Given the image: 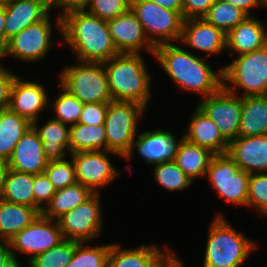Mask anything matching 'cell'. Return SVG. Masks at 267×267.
<instances>
[{
    "label": "cell",
    "instance_id": "obj_1",
    "mask_svg": "<svg viewBox=\"0 0 267 267\" xmlns=\"http://www.w3.org/2000/svg\"><path fill=\"white\" fill-rule=\"evenodd\" d=\"M154 57L163 70L182 91L201 94L202 98L223 87L222 68L213 71L203 58L188 52L175 43L155 47Z\"/></svg>",
    "mask_w": 267,
    "mask_h": 267
},
{
    "label": "cell",
    "instance_id": "obj_2",
    "mask_svg": "<svg viewBox=\"0 0 267 267\" xmlns=\"http://www.w3.org/2000/svg\"><path fill=\"white\" fill-rule=\"evenodd\" d=\"M62 37L78 61H108L119 54L107 21L86 10H74L62 16Z\"/></svg>",
    "mask_w": 267,
    "mask_h": 267
},
{
    "label": "cell",
    "instance_id": "obj_3",
    "mask_svg": "<svg viewBox=\"0 0 267 267\" xmlns=\"http://www.w3.org/2000/svg\"><path fill=\"white\" fill-rule=\"evenodd\" d=\"M141 54L119 53L103 62L113 101H133L146 108L151 76Z\"/></svg>",
    "mask_w": 267,
    "mask_h": 267
},
{
    "label": "cell",
    "instance_id": "obj_4",
    "mask_svg": "<svg viewBox=\"0 0 267 267\" xmlns=\"http://www.w3.org/2000/svg\"><path fill=\"white\" fill-rule=\"evenodd\" d=\"M256 247L217 213L210 224L203 267H240Z\"/></svg>",
    "mask_w": 267,
    "mask_h": 267
},
{
    "label": "cell",
    "instance_id": "obj_5",
    "mask_svg": "<svg viewBox=\"0 0 267 267\" xmlns=\"http://www.w3.org/2000/svg\"><path fill=\"white\" fill-rule=\"evenodd\" d=\"M222 75L223 88L235 95L237 87L244 90L242 97L267 95V45L262 49L238 55L222 68Z\"/></svg>",
    "mask_w": 267,
    "mask_h": 267
},
{
    "label": "cell",
    "instance_id": "obj_6",
    "mask_svg": "<svg viewBox=\"0 0 267 267\" xmlns=\"http://www.w3.org/2000/svg\"><path fill=\"white\" fill-rule=\"evenodd\" d=\"M78 63L67 66L60 72V84L82 103L113 101L103 63Z\"/></svg>",
    "mask_w": 267,
    "mask_h": 267
},
{
    "label": "cell",
    "instance_id": "obj_7",
    "mask_svg": "<svg viewBox=\"0 0 267 267\" xmlns=\"http://www.w3.org/2000/svg\"><path fill=\"white\" fill-rule=\"evenodd\" d=\"M130 9L154 47L181 39L184 22L182 11L162 8L148 0H130Z\"/></svg>",
    "mask_w": 267,
    "mask_h": 267
},
{
    "label": "cell",
    "instance_id": "obj_8",
    "mask_svg": "<svg viewBox=\"0 0 267 267\" xmlns=\"http://www.w3.org/2000/svg\"><path fill=\"white\" fill-rule=\"evenodd\" d=\"M146 108L133 101H111L105 119L107 151L122 156L129 152L137 133V124Z\"/></svg>",
    "mask_w": 267,
    "mask_h": 267
},
{
    "label": "cell",
    "instance_id": "obj_9",
    "mask_svg": "<svg viewBox=\"0 0 267 267\" xmlns=\"http://www.w3.org/2000/svg\"><path fill=\"white\" fill-rule=\"evenodd\" d=\"M221 199L247 206L250 174L243 171L227 154L214 155L206 172Z\"/></svg>",
    "mask_w": 267,
    "mask_h": 267
},
{
    "label": "cell",
    "instance_id": "obj_10",
    "mask_svg": "<svg viewBox=\"0 0 267 267\" xmlns=\"http://www.w3.org/2000/svg\"><path fill=\"white\" fill-rule=\"evenodd\" d=\"M100 192L93 193L75 209L57 219L64 239L91 243L102 229Z\"/></svg>",
    "mask_w": 267,
    "mask_h": 267
},
{
    "label": "cell",
    "instance_id": "obj_11",
    "mask_svg": "<svg viewBox=\"0 0 267 267\" xmlns=\"http://www.w3.org/2000/svg\"><path fill=\"white\" fill-rule=\"evenodd\" d=\"M218 127L222 137L229 143L239 137L242 117V96L225 90L204 97L197 105Z\"/></svg>",
    "mask_w": 267,
    "mask_h": 267
},
{
    "label": "cell",
    "instance_id": "obj_12",
    "mask_svg": "<svg viewBox=\"0 0 267 267\" xmlns=\"http://www.w3.org/2000/svg\"><path fill=\"white\" fill-rule=\"evenodd\" d=\"M52 30L49 13L43 20L27 26L11 37L5 46V56H12L29 63L44 59L55 44L51 40Z\"/></svg>",
    "mask_w": 267,
    "mask_h": 267
},
{
    "label": "cell",
    "instance_id": "obj_13",
    "mask_svg": "<svg viewBox=\"0 0 267 267\" xmlns=\"http://www.w3.org/2000/svg\"><path fill=\"white\" fill-rule=\"evenodd\" d=\"M63 240L58 221L40 214L29 226L18 232L8 242L13 255H15V251L27 254L29 261L34 256L57 246Z\"/></svg>",
    "mask_w": 267,
    "mask_h": 267
},
{
    "label": "cell",
    "instance_id": "obj_14",
    "mask_svg": "<svg viewBox=\"0 0 267 267\" xmlns=\"http://www.w3.org/2000/svg\"><path fill=\"white\" fill-rule=\"evenodd\" d=\"M108 152L111 155L122 157L116 152L107 150L81 151L70 154L75 166L77 182L88 187L93 193H98V190L113 182L117 178L116 176L120 175L109 159Z\"/></svg>",
    "mask_w": 267,
    "mask_h": 267
},
{
    "label": "cell",
    "instance_id": "obj_15",
    "mask_svg": "<svg viewBox=\"0 0 267 267\" xmlns=\"http://www.w3.org/2000/svg\"><path fill=\"white\" fill-rule=\"evenodd\" d=\"M184 136L177 140L171 131L153 130L145 131L139 134L138 139H134L129 152L124 159H130L133 149L138 152L141 158L148 164H162L165 162L175 161L176 153L180 141ZM178 141V142H177ZM136 147V148H134Z\"/></svg>",
    "mask_w": 267,
    "mask_h": 267
},
{
    "label": "cell",
    "instance_id": "obj_16",
    "mask_svg": "<svg viewBox=\"0 0 267 267\" xmlns=\"http://www.w3.org/2000/svg\"><path fill=\"white\" fill-rule=\"evenodd\" d=\"M107 25L119 53L140 54V50L145 49L154 56L155 47L147 39L141 23L131 9L108 20Z\"/></svg>",
    "mask_w": 267,
    "mask_h": 267
},
{
    "label": "cell",
    "instance_id": "obj_17",
    "mask_svg": "<svg viewBox=\"0 0 267 267\" xmlns=\"http://www.w3.org/2000/svg\"><path fill=\"white\" fill-rule=\"evenodd\" d=\"M45 91L42 84L26 81L17 76L11 90L9 109L30 123L39 121L38 114L41 110L44 107L45 109L51 107Z\"/></svg>",
    "mask_w": 267,
    "mask_h": 267
},
{
    "label": "cell",
    "instance_id": "obj_18",
    "mask_svg": "<svg viewBox=\"0 0 267 267\" xmlns=\"http://www.w3.org/2000/svg\"><path fill=\"white\" fill-rule=\"evenodd\" d=\"M226 154L249 174L267 173V135L237 137L228 143Z\"/></svg>",
    "mask_w": 267,
    "mask_h": 267
},
{
    "label": "cell",
    "instance_id": "obj_19",
    "mask_svg": "<svg viewBox=\"0 0 267 267\" xmlns=\"http://www.w3.org/2000/svg\"><path fill=\"white\" fill-rule=\"evenodd\" d=\"M48 159L44 155L42 141L31 127L18 141L8 159V169L29 174L44 173Z\"/></svg>",
    "mask_w": 267,
    "mask_h": 267
},
{
    "label": "cell",
    "instance_id": "obj_20",
    "mask_svg": "<svg viewBox=\"0 0 267 267\" xmlns=\"http://www.w3.org/2000/svg\"><path fill=\"white\" fill-rule=\"evenodd\" d=\"M5 7V46L27 26L43 20L51 10L50 0H15Z\"/></svg>",
    "mask_w": 267,
    "mask_h": 267
},
{
    "label": "cell",
    "instance_id": "obj_21",
    "mask_svg": "<svg viewBox=\"0 0 267 267\" xmlns=\"http://www.w3.org/2000/svg\"><path fill=\"white\" fill-rule=\"evenodd\" d=\"M180 41L192 49L211 55L226 49V34L203 18L184 20Z\"/></svg>",
    "mask_w": 267,
    "mask_h": 267
},
{
    "label": "cell",
    "instance_id": "obj_22",
    "mask_svg": "<svg viewBox=\"0 0 267 267\" xmlns=\"http://www.w3.org/2000/svg\"><path fill=\"white\" fill-rule=\"evenodd\" d=\"M121 246L111 244L108 267H162L174 254L166 245L162 251L155 245H142L134 249Z\"/></svg>",
    "mask_w": 267,
    "mask_h": 267
},
{
    "label": "cell",
    "instance_id": "obj_23",
    "mask_svg": "<svg viewBox=\"0 0 267 267\" xmlns=\"http://www.w3.org/2000/svg\"><path fill=\"white\" fill-rule=\"evenodd\" d=\"M267 45V30L261 19L247 16L226 34V48L231 55H241L264 48Z\"/></svg>",
    "mask_w": 267,
    "mask_h": 267
},
{
    "label": "cell",
    "instance_id": "obj_24",
    "mask_svg": "<svg viewBox=\"0 0 267 267\" xmlns=\"http://www.w3.org/2000/svg\"><path fill=\"white\" fill-rule=\"evenodd\" d=\"M191 116L184 138L214 155L226 154L228 142L222 137L217 125L198 106Z\"/></svg>",
    "mask_w": 267,
    "mask_h": 267
},
{
    "label": "cell",
    "instance_id": "obj_25",
    "mask_svg": "<svg viewBox=\"0 0 267 267\" xmlns=\"http://www.w3.org/2000/svg\"><path fill=\"white\" fill-rule=\"evenodd\" d=\"M38 120L32 123V127L38 133L42 141L45 157L50 160L63 159L69 154L70 128L66 124L52 118L46 124L38 127Z\"/></svg>",
    "mask_w": 267,
    "mask_h": 267
},
{
    "label": "cell",
    "instance_id": "obj_26",
    "mask_svg": "<svg viewBox=\"0 0 267 267\" xmlns=\"http://www.w3.org/2000/svg\"><path fill=\"white\" fill-rule=\"evenodd\" d=\"M40 214L37 208L10 203L0 198V238L3 242H8Z\"/></svg>",
    "mask_w": 267,
    "mask_h": 267
},
{
    "label": "cell",
    "instance_id": "obj_27",
    "mask_svg": "<svg viewBox=\"0 0 267 267\" xmlns=\"http://www.w3.org/2000/svg\"><path fill=\"white\" fill-rule=\"evenodd\" d=\"M267 135V95L242 97L239 137Z\"/></svg>",
    "mask_w": 267,
    "mask_h": 267
},
{
    "label": "cell",
    "instance_id": "obj_28",
    "mask_svg": "<svg viewBox=\"0 0 267 267\" xmlns=\"http://www.w3.org/2000/svg\"><path fill=\"white\" fill-rule=\"evenodd\" d=\"M214 156L209 150L188 142L185 138L180 141L176 153L175 163L192 180L206 177L211 158Z\"/></svg>",
    "mask_w": 267,
    "mask_h": 267
},
{
    "label": "cell",
    "instance_id": "obj_29",
    "mask_svg": "<svg viewBox=\"0 0 267 267\" xmlns=\"http://www.w3.org/2000/svg\"><path fill=\"white\" fill-rule=\"evenodd\" d=\"M34 175L8 169L0 188V198L34 208Z\"/></svg>",
    "mask_w": 267,
    "mask_h": 267
},
{
    "label": "cell",
    "instance_id": "obj_30",
    "mask_svg": "<svg viewBox=\"0 0 267 267\" xmlns=\"http://www.w3.org/2000/svg\"><path fill=\"white\" fill-rule=\"evenodd\" d=\"M31 127L32 123L9 108L0 110V158L8 161L15 145Z\"/></svg>",
    "mask_w": 267,
    "mask_h": 267
},
{
    "label": "cell",
    "instance_id": "obj_31",
    "mask_svg": "<svg viewBox=\"0 0 267 267\" xmlns=\"http://www.w3.org/2000/svg\"><path fill=\"white\" fill-rule=\"evenodd\" d=\"M93 192L81 183L56 190L51 201L43 208L41 214L49 219L57 220L63 214L75 209L89 198Z\"/></svg>",
    "mask_w": 267,
    "mask_h": 267
},
{
    "label": "cell",
    "instance_id": "obj_32",
    "mask_svg": "<svg viewBox=\"0 0 267 267\" xmlns=\"http://www.w3.org/2000/svg\"><path fill=\"white\" fill-rule=\"evenodd\" d=\"M69 128V154L81 151L107 150V138L104 125L89 126L77 123L69 126Z\"/></svg>",
    "mask_w": 267,
    "mask_h": 267
},
{
    "label": "cell",
    "instance_id": "obj_33",
    "mask_svg": "<svg viewBox=\"0 0 267 267\" xmlns=\"http://www.w3.org/2000/svg\"><path fill=\"white\" fill-rule=\"evenodd\" d=\"M247 16L240 8L223 0H215L203 19L227 34Z\"/></svg>",
    "mask_w": 267,
    "mask_h": 267
},
{
    "label": "cell",
    "instance_id": "obj_34",
    "mask_svg": "<svg viewBox=\"0 0 267 267\" xmlns=\"http://www.w3.org/2000/svg\"><path fill=\"white\" fill-rule=\"evenodd\" d=\"M87 243L76 241L72 260L66 267H108L111 244L90 247Z\"/></svg>",
    "mask_w": 267,
    "mask_h": 267
},
{
    "label": "cell",
    "instance_id": "obj_35",
    "mask_svg": "<svg viewBox=\"0 0 267 267\" xmlns=\"http://www.w3.org/2000/svg\"><path fill=\"white\" fill-rule=\"evenodd\" d=\"M76 241L64 239L57 246L34 256L28 261L29 267H66L72 260Z\"/></svg>",
    "mask_w": 267,
    "mask_h": 267
},
{
    "label": "cell",
    "instance_id": "obj_36",
    "mask_svg": "<svg viewBox=\"0 0 267 267\" xmlns=\"http://www.w3.org/2000/svg\"><path fill=\"white\" fill-rule=\"evenodd\" d=\"M154 179L169 191H181L192 185V180L177 166L175 161L154 166Z\"/></svg>",
    "mask_w": 267,
    "mask_h": 267
},
{
    "label": "cell",
    "instance_id": "obj_37",
    "mask_svg": "<svg viewBox=\"0 0 267 267\" xmlns=\"http://www.w3.org/2000/svg\"><path fill=\"white\" fill-rule=\"evenodd\" d=\"M62 92H60L54 103H50L52 109L55 111L56 120L63 124L75 125L79 123V117L83 108V103L67 91L61 84ZM54 106V107H53Z\"/></svg>",
    "mask_w": 267,
    "mask_h": 267
},
{
    "label": "cell",
    "instance_id": "obj_38",
    "mask_svg": "<svg viewBox=\"0 0 267 267\" xmlns=\"http://www.w3.org/2000/svg\"><path fill=\"white\" fill-rule=\"evenodd\" d=\"M71 161L63 159L48 161L44 173L56 190L66 188L77 183L75 166Z\"/></svg>",
    "mask_w": 267,
    "mask_h": 267
},
{
    "label": "cell",
    "instance_id": "obj_39",
    "mask_svg": "<svg viewBox=\"0 0 267 267\" xmlns=\"http://www.w3.org/2000/svg\"><path fill=\"white\" fill-rule=\"evenodd\" d=\"M247 206L255 207L258 216H267V173L250 174Z\"/></svg>",
    "mask_w": 267,
    "mask_h": 267
},
{
    "label": "cell",
    "instance_id": "obj_40",
    "mask_svg": "<svg viewBox=\"0 0 267 267\" xmlns=\"http://www.w3.org/2000/svg\"><path fill=\"white\" fill-rule=\"evenodd\" d=\"M130 9V0H90L86 11L103 20H111Z\"/></svg>",
    "mask_w": 267,
    "mask_h": 267
},
{
    "label": "cell",
    "instance_id": "obj_41",
    "mask_svg": "<svg viewBox=\"0 0 267 267\" xmlns=\"http://www.w3.org/2000/svg\"><path fill=\"white\" fill-rule=\"evenodd\" d=\"M32 188L34 193V208H37L40 212H42L44 208L43 205L46 207V205L51 201V198L56 193V189L45 173L34 175Z\"/></svg>",
    "mask_w": 267,
    "mask_h": 267
},
{
    "label": "cell",
    "instance_id": "obj_42",
    "mask_svg": "<svg viewBox=\"0 0 267 267\" xmlns=\"http://www.w3.org/2000/svg\"><path fill=\"white\" fill-rule=\"evenodd\" d=\"M108 103H83L79 123L89 126L104 125Z\"/></svg>",
    "mask_w": 267,
    "mask_h": 267
},
{
    "label": "cell",
    "instance_id": "obj_43",
    "mask_svg": "<svg viewBox=\"0 0 267 267\" xmlns=\"http://www.w3.org/2000/svg\"><path fill=\"white\" fill-rule=\"evenodd\" d=\"M215 0H183L182 16L184 20L203 18Z\"/></svg>",
    "mask_w": 267,
    "mask_h": 267
},
{
    "label": "cell",
    "instance_id": "obj_44",
    "mask_svg": "<svg viewBox=\"0 0 267 267\" xmlns=\"http://www.w3.org/2000/svg\"><path fill=\"white\" fill-rule=\"evenodd\" d=\"M90 0H50L51 10L52 7L59 8L63 12L57 15V27L60 34H62V16L74 10H85Z\"/></svg>",
    "mask_w": 267,
    "mask_h": 267
},
{
    "label": "cell",
    "instance_id": "obj_45",
    "mask_svg": "<svg viewBox=\"0 0 267 267\" xmlns=\"http://www.w3.org/2000/svg\"><path fill=\"white\" fill-rule=\"evenodd\" d=\"M17 74L7 68L0 71V110L9 108L13 83Z\"/></svg>",
    "mask_w": 267,
    "mask_h": 267
},
{
    "label": "cell",
    "instance_id": "obj_46",
    "mask_svg": "<svg viewBox=\"0 0 267 267\" xmlns=\"http://www.w3.org/2000/svg\"><path fill=\"white\" fill-rule=\"evenodd\" d=\"M235 7L240 8L248 16H252L254 8L260 6L259 0H223ZM253 9V10H251Z\"/></svg>",
    "mask_w": 267,
    "mask_h": 267
},
{
    "label": "cell",
    "instance_id": "obj_47",
    "mask_svg": "<svg viewBox=\"0 0 267 267\" xmlns=\"http://www.w3.org/2000/svg\"><path fill=\"white\" fill-rule=\"evenodd\" d=\"M155 4L172 11H182L183 0H148Z\"/></svg>",
    "mask_w": 267,
    "mask_h": 267
},
{
    "label": "cell",
    "instance_id": "obj_48",
    "mask_svg": "<svg viewBox=\"0 0 267 267\" xmlns=\"http://www.w3.org/2000/svg\"><path fill=\"white\" fill-rule=\"evenodd\" d=\"M12 255L11 247L9 242L4 241L0 243V267L6 262V260Z\"/></svg>",
    "mask_w": 267,
    "mask_h": 267
},
{
    "label": "cell",
    "instance_id": "obj_49",
    "mask_svg": "<svg viewBox=\"0 0 267 267\" xmlns=\"http://www.w3.org/2000/svg\"><path fill=\"white\" fill-rule=\"evenodd\" d=\"M0 44L5 48V7L0 4Z\"/></svg>",
    "mask_w": 267,
    "mask_h": 267
},
{
    "label": "cell",
    "instance_id": "obj_50",
    "mask_svg": "<svg viewBox=\"0 0 267 267\" xmlns=\"http://www.w3.org/2000/svg\"><path fill=\"white\" fill-rule=\"evenodd\" d=\"M162 267H185L182 262L179 261L175 254H173L168 261Z\"/></svg>",
    "mask_w": 267,
    "mask_h": 267
},
{
    "label": "cell",
    "instance_id": "obj_51",
    "mask_svg": "<svg viewBox=\"0 0 267 267\" xmlns=\"http://www.w3.org/2000/svg\"><path fill=\"white\" fill-rule=\"evenodd\" d=\"M7 170H8L7 161L3 158H0V188H1L2 182L5 178Z\"/></svg>",
    "mask_w": 267,
    "mask_h": 267
},
{
    "label": "cell",
    "instance_id": "obj_52",
    "mask_svg": "<svg viewBox=\"0 0 267 267\" xmlns=\"http://www.w3.org/2000/svg\"><path fill=\"white\" fill-rule=\"evenodd\" d=\"M16 254L11 255L6 262L3 264L2 267H21L20 262L18 261Z\"/></svg>",
    "mask_w": 267,
    "mask_h": 267
},
{
    "label": "cell",
    "instance_id": "obj_53",
    "mask_svg": "<svg viewBox=\"0 0 267 267\" xmlns=\"http://www.w3.org/2000/svg\"><path fill=\"white\" fill-rule=\"evenodd\" d=\"M5 57V48L0 44V59ZM4 66L0 63V71L4 70Z\"/></svg>",
    "mask_w": 267,
    "mask_h": 267
},
{
    "label": "cell",
    "instance_id": "obj_54",
    "mask_svg": "<svg viewBox=\"0 0 267 267\" xmlns=\"http://www.w3.org/2000/svg\"><path fill=\"white\" fill-rule=\"evenodd\" d=\"M259 3H260V7L261 5H263L262 7L267 8V0H259Z\"/></svg>",
    "mask_w": 267,
    "mask_h": 267
},
{
    "label": "cell",
    "instance_id": "obj_55",
    "mask_svg": "<svg viewBox=\"0 0 267 267\" xmlns=\"http://www.w3.org/2000/svg\"><path fill=\"white\" fill-rule=\"evenodd\" d=\"M11 1H15V0H0V4H5V3H8V2H11Z\"/></svg>",
    "mask_w": 267,
    "mask_h": 267
}]
</instances>
